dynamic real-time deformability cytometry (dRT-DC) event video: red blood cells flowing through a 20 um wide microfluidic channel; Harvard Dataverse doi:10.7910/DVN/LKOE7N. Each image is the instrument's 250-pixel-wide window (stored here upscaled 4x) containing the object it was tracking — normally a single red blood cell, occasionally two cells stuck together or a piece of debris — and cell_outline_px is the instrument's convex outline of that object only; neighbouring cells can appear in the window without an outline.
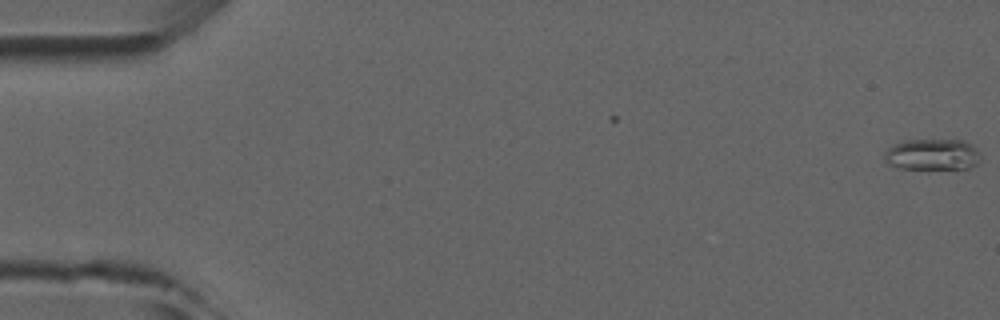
{"species": "common noctule bat (a hibernating species)", "species_latin": "Nyctalus noctula", "temperature_condition": "room temperature", "stored_images_in_passage": 3, "camera_frame_rate_fps": 3000, "um_per_image_px": 0.085, "animal": {"sex": "male", "forearm_length_mm": 52.5}, "frame": {"image": 1, "passage_image": 1, "time_ms": 0.0, "image_size_px": [1000, 320], "cell_outline_px": [[980, 160], [976, 164], [968, 168], [900, 168], [888, 164], [884, 160], [884, 152], [888, 148], [896, 144], [908, 140], [964, 140], [976, 148], [980, 156]], "centroid_in_image_um": [79.25, 13.13], "position_along_channel_um": 5.8, "area_um2": 17.28}}